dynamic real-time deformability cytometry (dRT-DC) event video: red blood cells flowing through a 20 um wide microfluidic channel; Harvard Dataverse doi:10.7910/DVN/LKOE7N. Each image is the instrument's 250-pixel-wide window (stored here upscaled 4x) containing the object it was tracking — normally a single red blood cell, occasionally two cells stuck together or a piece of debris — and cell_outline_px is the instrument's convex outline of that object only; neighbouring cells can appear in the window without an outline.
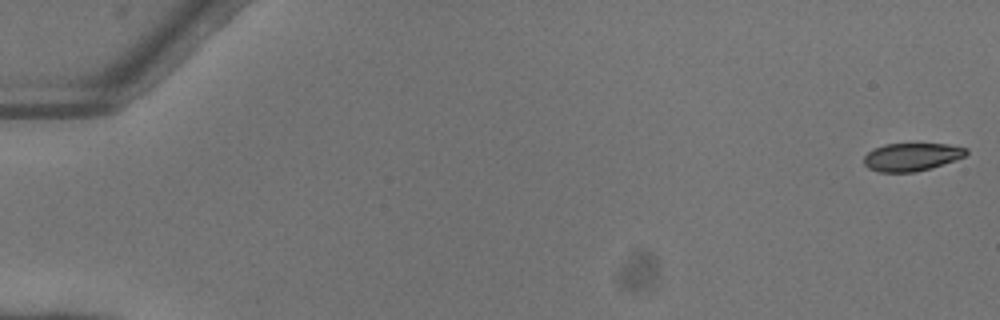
{"species": "common noctule bat (a hibernating species)", "species_latin": "Nyctalus noctula", "temperature_condition": "warm", "stored_images_in_passage": 3, "camera_frame_rate_fps": 3000, "um_per_image_px": 0.085, "animal": {"sex": "female"}, "frame": {"image": 1, "passage_image": 1, "time_ms": 0.0, "image_size_px": [1000, 320], "cell_outline_px": [[968, 152], [964, 156], [928, 168], [912, 172], [880, 172], [868, 168], [864, 164], [864, 156], [868, 152], [884, 144], [948, 144], [968, 148]], "centroid_in_image_um": [77.46, 13.33], "position_along_channel_um": 7.5, "area_um2": 16.3}}